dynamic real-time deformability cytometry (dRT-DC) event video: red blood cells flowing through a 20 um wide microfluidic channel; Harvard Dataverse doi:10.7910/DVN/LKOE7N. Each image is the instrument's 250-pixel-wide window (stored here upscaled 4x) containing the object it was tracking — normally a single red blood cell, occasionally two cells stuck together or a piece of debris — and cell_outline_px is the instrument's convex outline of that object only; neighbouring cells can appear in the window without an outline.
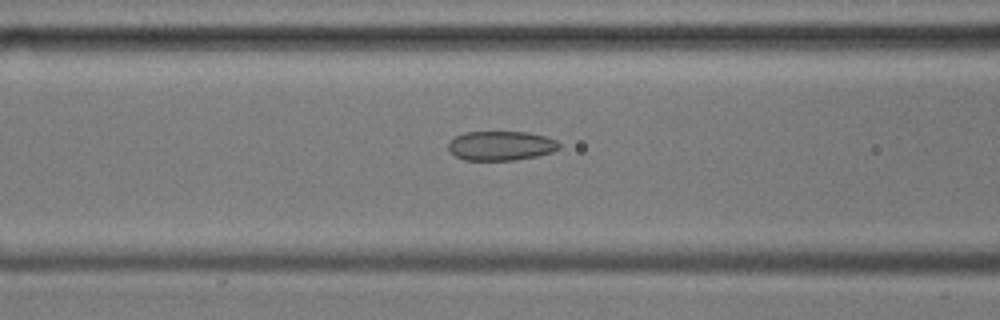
{"species": "common noctule bat (a hibernating species)", "species_latin": "Nyctalus noctula", "temperature_condition": "cold", "stored_images_in_passage": 55, "camera_frame_rate_fps": 3000, "um_per_image_px": 0.085, "animal": {"sex": "male", "body_mass_g": 17.9, "forearm_length_mm": 54.2}, "frame": {"image": 1, "passage_image": 21, "time_ms": 6.667, "image_size_px": [1000, 320], "cell_outline_px": [[560, 148], [552, 152], [536, 156], [516, 160], [464, 160], [456, 156], [448, 148], [448, 144], [456, 136], [464, 132], [528, 132], [544, 136], [556, 140], [560, 144]], "centroid_in_image_um": [42.59, 12.39], "position_along_channel_um": 124.0, "area_um2": 18.9}}
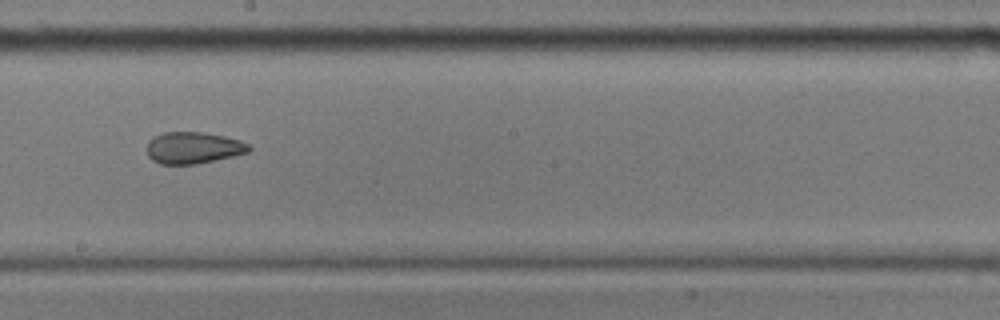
{"frame": {"image": 2, "passage_image": 30, "time_ms": 9.667, "image_size_px": [1000, 320], "cell_outline_px": [[252, 148], [248, 152], [232, 156], [196, 164], [160, 164], [152, 160], [148, 156], [148, 140], [152, 136], [164, 132], [204, 132], [224, 136], [240, 140], [248, 144]], "centroid_in_image_um": [16.41, 12.55], "position_along_channel_um": 231.8, "area_um2": 18.84}}
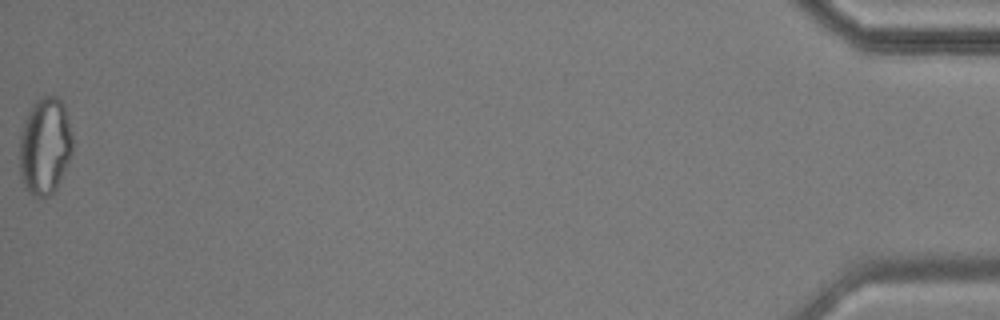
{"frame": {"image": 3, "passage_image": 55, "time_ms": 18.0, "image_size_px": [1000, 320], "cell_outline_px": [[72, 152], [60, 180], [56, 188], [48, 196], [36, 196], [28, 192], [24, 188], [20, 180], [20, 132], [28, 112], [32, 104], [36, 100], [44, 96], [56, 96], [64, 104], [72, 136]], "centroid_in_image_um": [3.8, 12.41], "position_along_channel_um": 431.4, "area_um2": 30.0}, "authors_computed_cell_mechanics": {"area_um2": 22.0218, "velocity_mm_per_s": 3.5909, "shape_relaxation_time_tau1_ms": null, "shape_relaxation_time_tau2_ms": 2.7548, "deformation_change_tau1": null, "deformation_change_tau2": 0.0966}}